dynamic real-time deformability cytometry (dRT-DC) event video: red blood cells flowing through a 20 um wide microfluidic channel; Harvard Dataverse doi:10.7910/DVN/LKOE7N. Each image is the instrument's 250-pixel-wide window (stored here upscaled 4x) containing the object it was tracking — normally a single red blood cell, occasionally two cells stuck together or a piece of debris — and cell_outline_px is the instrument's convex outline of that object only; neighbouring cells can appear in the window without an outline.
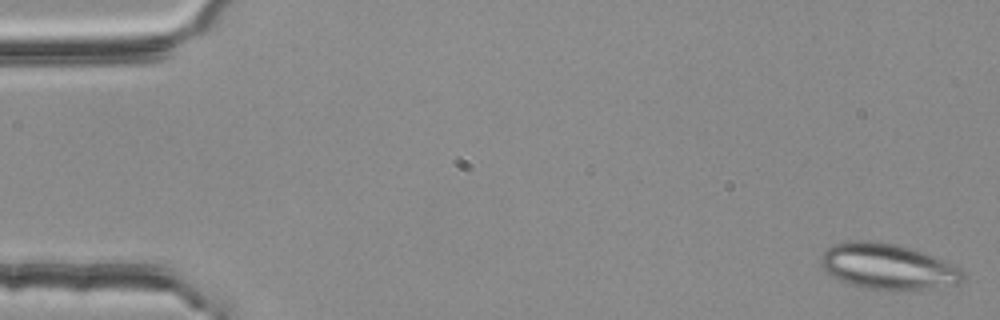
{"species": "common noctule bat (a hibernating species)", "species_latin": "Nyctalus noctula", "temperature_condition": "room temperature", "stored_images_in_passage": 3, "camera_frame_rate_fps": 3000, "um_per_image_px": 0.085, "animal": {"sex": "female", "body_mass_g": 25.1}, "frame": {"image": 1, "passage_image": 1, "time_ms": 0.0, "image_size_px": [1000, 320], "cell_outline_px": [[964, 280], [960, 284], [928, 288], [864, 288], [840, 280], [832, 276], [820, 264], [820, 256], [832, 244], [848, 240], [872, 240], [896, 244], [932, 256], [956, 268], [964, 276]], "centroid_in_image_um": [75.37, 22.62], "position_along_channel_um": 9.6, "area_um2": 36.76}}